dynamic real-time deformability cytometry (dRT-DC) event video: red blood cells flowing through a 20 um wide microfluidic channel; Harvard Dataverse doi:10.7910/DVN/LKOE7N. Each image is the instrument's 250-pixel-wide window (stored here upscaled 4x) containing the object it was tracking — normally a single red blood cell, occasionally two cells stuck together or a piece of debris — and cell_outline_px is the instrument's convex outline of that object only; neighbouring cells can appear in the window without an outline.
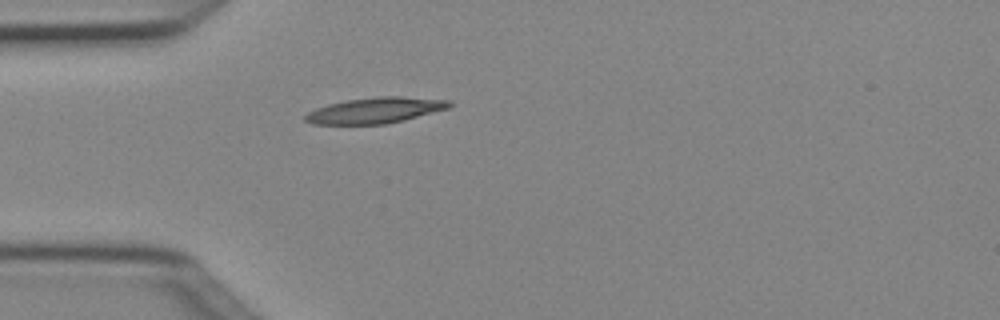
{"species": "Egyptian fruit bat (a non-hibernating species)", "species_latin": "Rousettus aegyptiacus", "temperature_condition": "cold", "stored_images_in_passage": 4, "camera_frame_rate_fps": 3000, "um_per_image_px": 0.085, "animal": {"sex": "female"}, "frame": {"image": 1, "passage_image": 4, "time_ms": 1.0, "image_size_px": [1000, 320], "cell_outline_px": [[456, 104], [448, 108], [404, 120], [384, 124], [312, 124], [304, 120], [304, 116], [308, 112], [316, 108], [328, 104], [344, 100], [376, 96], [400, 96], [452, 100]], "centroid_in_image_um": [31.92, 9.36], "position_along_channel_um": 53.1, "area_um2": 21.85}}